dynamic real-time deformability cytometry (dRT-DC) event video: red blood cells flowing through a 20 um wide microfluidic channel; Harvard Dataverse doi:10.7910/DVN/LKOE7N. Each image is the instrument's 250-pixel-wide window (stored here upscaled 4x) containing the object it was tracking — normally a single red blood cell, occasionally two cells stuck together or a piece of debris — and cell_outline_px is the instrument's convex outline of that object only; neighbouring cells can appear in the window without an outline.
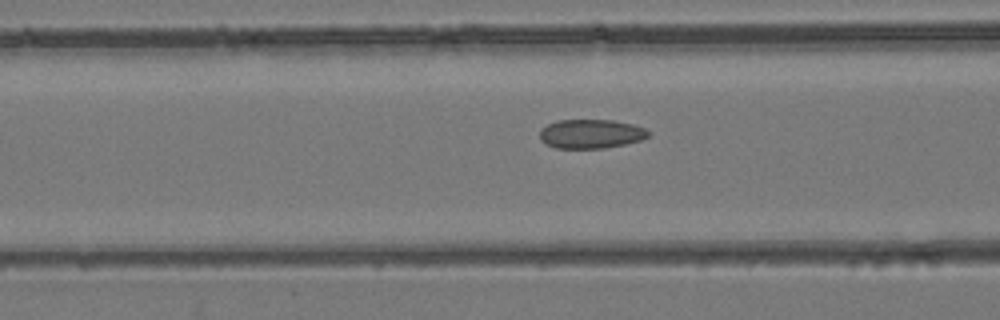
{"species": "common noctule bat (a hibernating species)", "species_latin": "Nyctalus noctula", "temperature_condition": "room temperature", "stored_images_in_passage": 24, "camera_frame_rate_fps": 3000, "um_per_image_px": 0.085, "animal": {"sex": "female", "body_mass_g": 24.6, "forearm_length_mm": 56.2}, "frame": {"image": 1, "passage_image": 14, "time_ms": 4.333, "image_size_px": [1000, 320], "cell_outline_px": [[652, 132], [648, 136], [640, 140], [624, 144], [604, 148], [556, 148], [544, 144], [540, 140], [540, 128], [556, 120], [612, 120], [632, 124], [644, 128]], "centroid_in_image_um": [50.19, 11.37], "position_along_channel_um": 116.4, "area_um2": 18.5}}
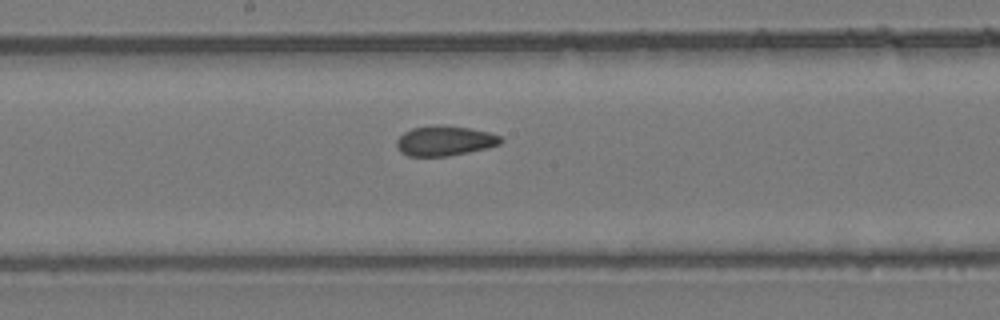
{"frame": {"image": 2, "passage_image": 20, "time_ms": 6.333, "image_size_px": [1000, 320], "cell_outline_px": [[504, 140], [500, 144], [468, 152], [448, 156], [408, 156], [400, 152], [396, 148], [396, 140], [404, 132], [412, 128], [436, 124], [440, 124], [468, 128], [488, 132], [500, 136]], "centroid_in_image_um": [37.76, 11.96], "position_along_channel_um": 210.4, "area_um2": 18.21}}
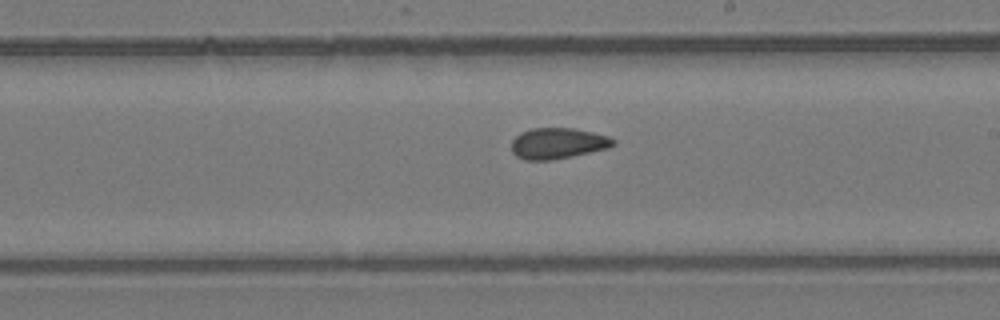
{"frame": {"image": 3, "passage_image": 22, "time_ms": 7.0, "image_size_px": [1000, 320], "cell_outline_px": [[616, 144], [608, 148], [572, 156], [552, 160], [524, 160], [516, 156], [512, 152], [512, 140], [520, 132], [532, 128], [576, 128], [608, 136], [616, 140]], "centroid_in_image_um": [47.41, 12.18], "position_along_channel_um": 241.6, "area_um2": 18.44}}